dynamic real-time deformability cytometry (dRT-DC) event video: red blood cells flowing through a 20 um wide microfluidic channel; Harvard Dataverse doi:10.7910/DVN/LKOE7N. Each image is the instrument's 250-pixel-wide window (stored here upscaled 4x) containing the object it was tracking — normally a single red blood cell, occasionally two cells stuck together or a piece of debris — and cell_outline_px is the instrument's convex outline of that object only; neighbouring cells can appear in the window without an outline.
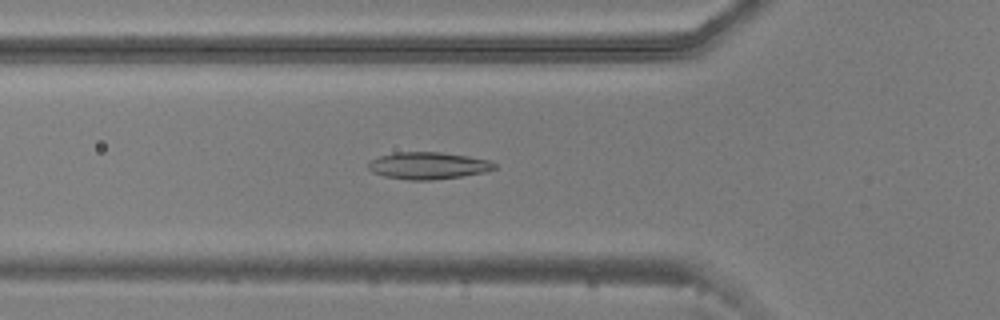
{"species": "common noctule bat (a hibernating species)", "species_latin": "Nyctalus noctula", "temperature_condition": "warm", "stored_images_in_passage": 44, "camera_frame_rate_fps": 3000, "um_per_image_px": 0.085, "animal": {"sex": "male", "body_mass_g": 20.5, "forearm_length_mm": 52.5}, "frame": {"image": 1, "passage_image": 8, "time_ms": 2.333, "image_size_px": [1000, 320], "cell_outline_px": [[496, 168], [488, 172], [432, 180], [408, 180], [384, 176], [372, 172], [368, 168], [368, 164], [372, 160], [380, 156], [396, 152], [440, 152], [468, 156], [492, 160], [496, 164]], "centroid_in_image_um": [36.44, 14.08], "position_along_channel_um": 89.4, "area_um2": 19.94}}
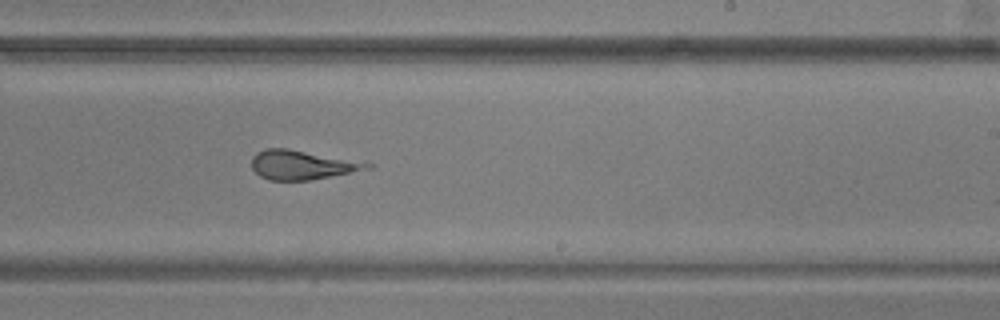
{"frame": {"image": 2, "passage_image": 22, "time_ms": 7.0, "image_size_px": [1000, 320], "cell_outline_px": [[376, 164], [372, 168], [312, 180], [268, 180], [260, 176], [252, 168], [252, 156], [256, 152], [264, 148], [288, 148], [364, 160]], "centroid_in_image_um": [25.76, 13.99], "position_along_channel_um": 263.2, "area_um2": 20.29}}
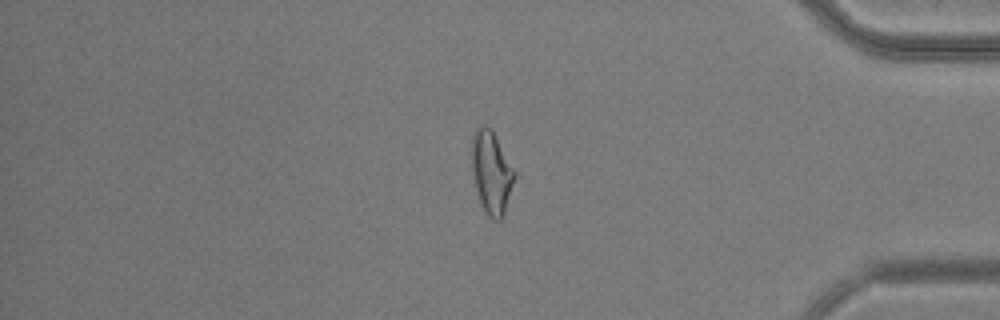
{"frame": {"image": 3, "passage_image": 35, "time_ms": 11.333, "image_size_px": [1000, 320], "cell_outline_px": [[516, 176], [504, 216], [500, 220], [496, 220], [488, 216], [484, 212], [480, 204], [476, 188], [472, 168], [472, 136], [476, 128], [484, 124], [492, 128], [516, 172]], "centroid_in_image_um": [41.79, 14.65], "position_along_channel_um": 393.4, "area_um2": 20.87}, "authors_computed_cell_mechanics": {"area_um2": 20.0566, "velocity_mm_per_s": 3.7126, "shape_relaxation_time_tau1_ms": null, "shape_relaxation_time_tau2_ms": 1.5387, "deformation_change_tau1": null, "deformation_change_tau2": 0.1162}}